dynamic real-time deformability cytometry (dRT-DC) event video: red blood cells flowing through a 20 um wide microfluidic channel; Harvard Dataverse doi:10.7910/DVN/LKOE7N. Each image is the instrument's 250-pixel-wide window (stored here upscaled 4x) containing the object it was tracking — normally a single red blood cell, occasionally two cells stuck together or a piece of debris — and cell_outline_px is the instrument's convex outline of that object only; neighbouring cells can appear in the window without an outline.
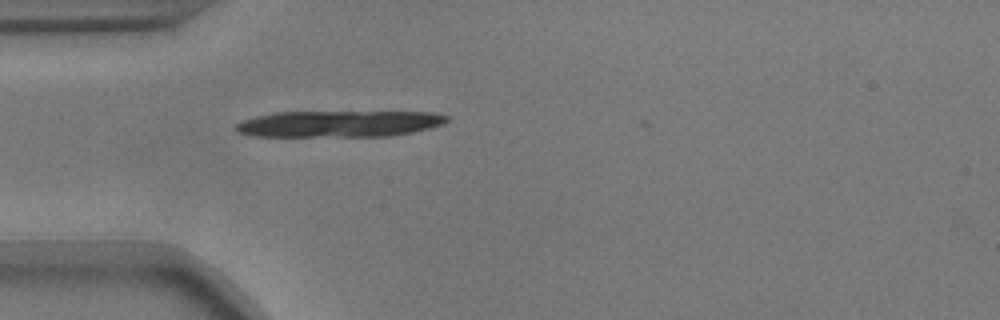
{"species": "common noctule bat (a hibernating species)", "species_latin": "Nyctalus noctula", "temperature_condition": "warm", "stored_images_in_passage": 5, "camera_frame_rate_fps": 3000, "um_per_image_px": 0.085, "animal": {"sex": "male", "body_mass_g": 17.9}, "frame": {"image": 1, "passage_image": 1, "time_ms": 0.0, "image_size_px": [1000, 320], "cell_outline_px": [[448, 120], [444, 124], [412, 132], [392, 136], [252, 136], [236, 132], [232, 128], [236, 124], [244, 120], [256, 116], [276, 112], [432, 112], [448, 116]], "centroid_in_image_um": [28.79, 10.52], "position_along_channel_um": 56.2, "area_um2": 32.48}}